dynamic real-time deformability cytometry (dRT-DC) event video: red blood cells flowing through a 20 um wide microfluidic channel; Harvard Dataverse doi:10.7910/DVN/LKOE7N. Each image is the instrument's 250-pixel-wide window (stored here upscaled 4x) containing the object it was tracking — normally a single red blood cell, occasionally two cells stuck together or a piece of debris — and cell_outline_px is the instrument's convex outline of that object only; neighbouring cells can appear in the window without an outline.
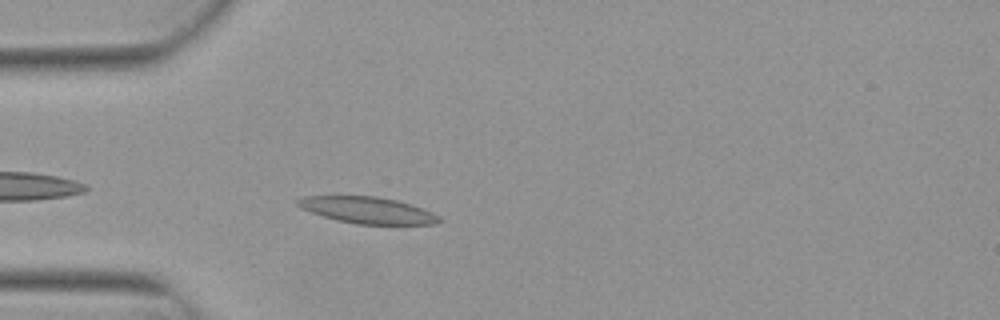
{"species": "Egyptian fruit bat (a non-hibernating species)", "species_latin": "Rousettus aegyptiacus", "temperature_condition": "warm", "stored_images_in_passage": 35, "camera_frame_rate_fps": 3000, "um_per_image_px": 0.085, "animal": {"sex": "female"}, "frame": {"image": 1, "passage_image": 3, "time_ms": 0.667, "image_size_px": [1000, 320], "cell_outline_px": [[444, 220], [432, 224], [356, 224], [336, 220], [300, 208], [296, 204], [296, 200], [304, 196], [376, 196], [396, 200], [424, 208], [440, 216]], "centroid_in_image_um": [31.26, 17.86], "position_along_channel_um": 53.7, "area_um2": 21.85}}
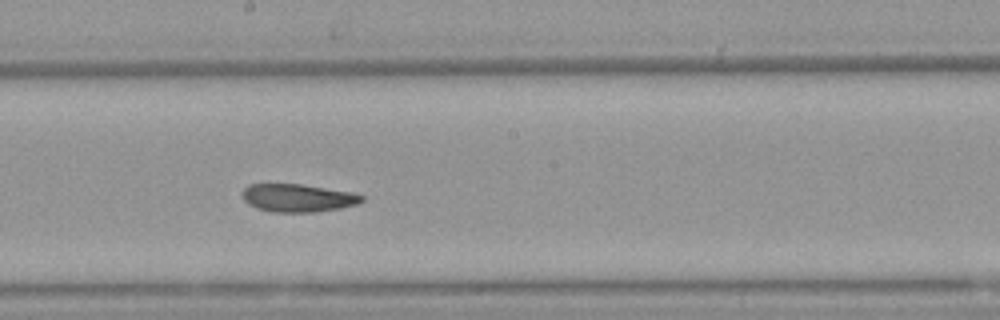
{"frame": {"image": 2, "passage_image": 17, "time_ms": 5.333, "image_size_px": [1000, 320], "cell_outline_px": [[364, 200], [356, 204], [340, 208], [316, 212], [272, 212], [256, 208], [248, 204], [244, 200], [244, 188], [248, 184], [300, 184], [356, 192], [364, 196]], "centroid_in_image_um": [25.35, 16.82], "position_along_channel_um": 222.8, "area_um2": 19.54}}
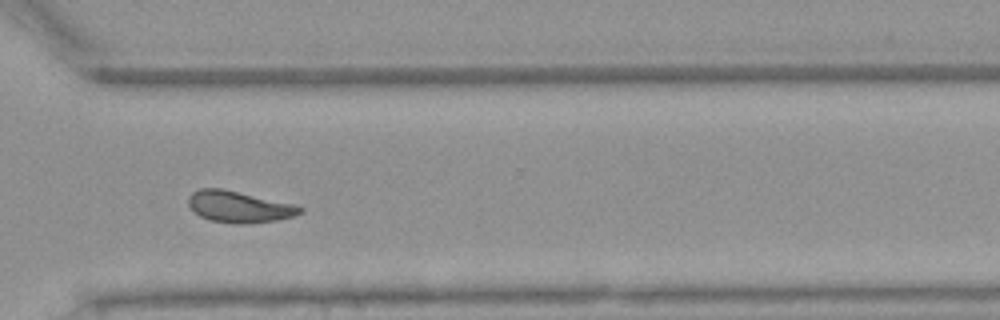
{"frame": {"image": 3, "passage_image": 27, "time_ms": 8.667, "image_size_px": [1000, 320], "cell_outline_px": [[304, 212], [296, 216], [276, 220], [248, 224], [232, 224], [212, 220], [200, 216], [188, 204], [188, 196], [192, 192], [200, 188], [220, 188], [292, 204], [304, 208]], "centroid_in_image_um": [20.33, 17.59], "position_along_channel_um": 350.3, "area_um2": 20.29}, "authors_computed_cell_mechanics": {"area_um2": 19.8832, "velocity_mm_per_s": 3.8168, "shape_relaxation_time_tau1_ms": null, "shape_relaxation_time_tau2_ms": 4.8275, "deformation_change_tau1": null, "deformation_change_tau2": 0.1297}}